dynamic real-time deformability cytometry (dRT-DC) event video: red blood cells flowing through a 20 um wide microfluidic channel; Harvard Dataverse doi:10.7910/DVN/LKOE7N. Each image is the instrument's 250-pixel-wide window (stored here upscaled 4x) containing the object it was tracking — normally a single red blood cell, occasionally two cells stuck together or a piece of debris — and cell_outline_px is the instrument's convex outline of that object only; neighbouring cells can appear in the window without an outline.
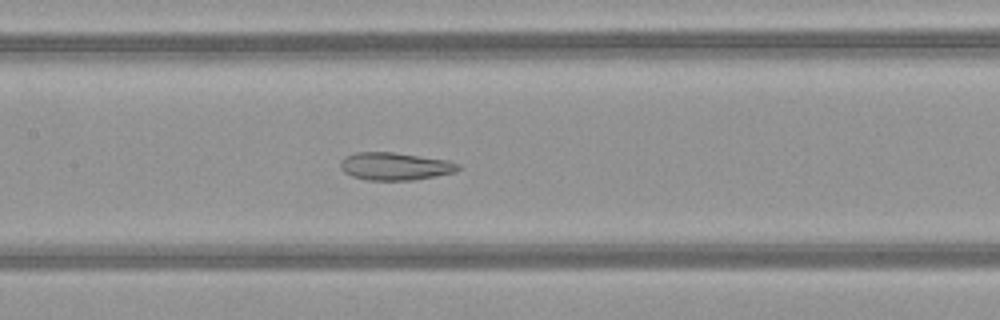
{"species": "common noctule bat (a hibernating species)", "species_latin": "Nyctalus noctula", "temperature_condition": "warm", "stored_images_in_passage": 51, "camera_frame_rate_fps": 3000, "um_per_image_px": 0.085, "animal": {"sex": "female", "body_mass_g": 21.9}, "frame": {"image": 1, "passage_image": 25, "time_ms": 8.0, "image_size_px": [1000, 320], "cell_outline_px": [[460, 168], [456, 172], [416, 180], [368, 180], [352, 176], [344, 172], [340, 168], [340, 160], [344, 156], [352, 152], [392, 152], [448, 160], [460, 164]], "centroid_in_image_um": [33.56, 14.13], "position_along_channel_um": 173.8, "area_um2": 19.19}}
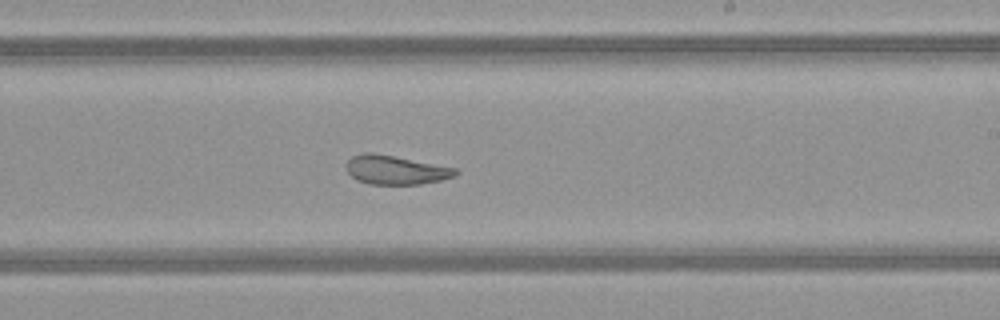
{"frame": {"image": 2, "passage_image": 31, "time_ms": 10.0, "image_size_px": [1000, 320], "cell_outline_px": [[460, 172], [456, 176], [440, 180], [420, 184], [368, 184], [356, 180], [348, 172], [344, 164], [352, 156], [364, 152], [372, 152], [456, 168]], "centroid_in_image_um": [33.6, 14.44], "position_along_channel_um": 255.4, "area_um2": 18.44}}
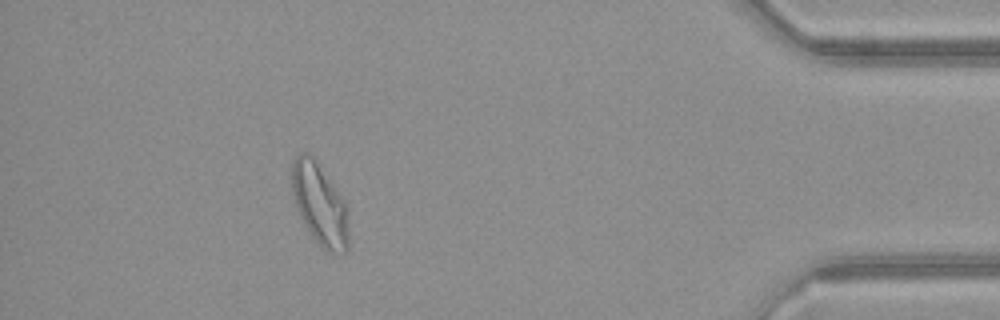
{"frame": {"image": 3, "passage_image": 46, "time_ms": 15.0, "image_size_px": [1000, 320], "cell_outline_px": [[348, 248], [344, 252], [328, 252], [312, 236], [304, 224], [296, 208], [292, 192], [292, 164], [296, 156], [300, 152], [308, 152], [312, 156], [344, 200], [348, 208]], "centroid_in_image_um": [27.17, 17.36], "position_along_channel_um": 408.0, "area_um2": 26.76}, "authors_computed_cell_mechanics": {"area_um2": 25.8366, "velocity_mm_per_s": 4.0885, "shape_relaxation_time_tau1_ms": null, "shape_relaxation_time_tau2_ms": 2.2962, "deformation_change_tau1": null, "deformation_change_tau2": 0.1024}}